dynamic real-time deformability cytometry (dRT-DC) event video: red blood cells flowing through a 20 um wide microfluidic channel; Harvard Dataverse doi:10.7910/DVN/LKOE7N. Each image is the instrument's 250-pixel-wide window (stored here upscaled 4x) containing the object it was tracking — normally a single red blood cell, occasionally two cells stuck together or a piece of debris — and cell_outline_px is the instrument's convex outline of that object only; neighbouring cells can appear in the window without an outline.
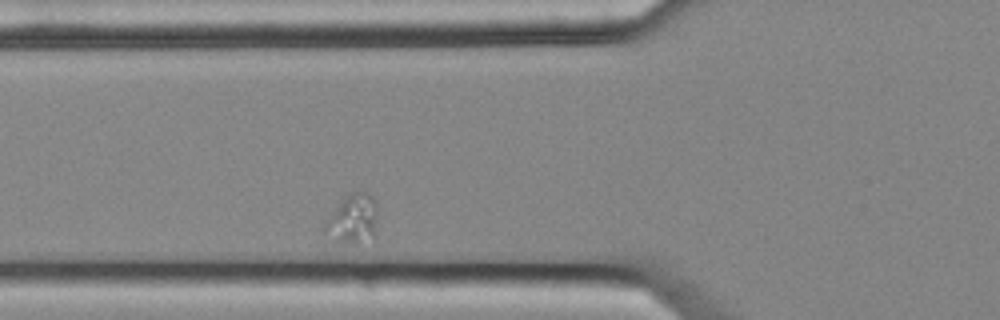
{"species": "common noctule bat (a hibernating species)", "species_latin": "Nyctalus noctula", "temperature_condition": "cold", "stored_images_in_passage": 2, "camera_frame_rate_fps": 3000, "um_per_image_px": 0.085, "animal": {"sex": "female", "body_mass_g": 25.1}, "frame": {"image": 1, "passage_image": 2, "time_ms": 0.333, "image_size_px": [1000, 320], "cell_outline_px": [[376, 236], [356, 240], [336, 240], [324, 232], [324, 224], [340, 200], [348, 192], [368, 192], [376, 200]], "centroid_in_image_um": [30.0, 18.51], "position_along_channel_um": 95.8, "area_um2": 14.62}}